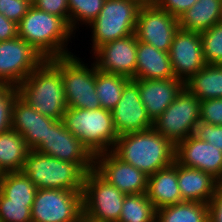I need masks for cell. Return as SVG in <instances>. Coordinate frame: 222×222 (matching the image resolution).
I'll return each instance as SVG.
<instances>
[{"label":"cell","mask_w":222,"mask_h":222,"mask_svg":"<svg viewBox=\"0 0 222 222\" xmlns=\"http://www.w3.org/2000/svg\"><path fill=\"white\" fill-rule=\"evenodd\" d=\"M62 161L77 163L86 173L94 169V156L65 128L62 120H56L48 127L46 140H43L35 149Z\"/></svg>","instance_id":"cell-12"},{"label":"cell","mask_w":222,"mask_h":222,"mask_svg":"<svg viewBox=\"0 0 222 222\" xmlns=\"http://www.w3.org/2000/svg\"><path fill=\"white\" fill-rule=\"evenodd\" d=\"M32 5L44 12L61 17L69 25L68 0H36Z\"/></svg>","instance_id":"cell-38"},{"label":"cell","mask_w":222,"mask_h":222,"mask_svg":"<svg viewBox=\"0 0 222 222\" xmlns=\"http://www.w3.org/2000/svg\"><path fill=\"white\" fill-rule=\"evenodd\" d=\"M200 140L207 141L222 152V125H213L200 121L194 134Z\"/></svg>","instance_id":"cell-35"},{"label":"cell","mask_w":222,"mask_h":222,"mask_svg":"<svg viewBox=\"0 0 222 222\" xmlns=\"http://www.w3.org/2000/svg\"><path fill=\"white\" fill-rule=\"evenodd\" d=\"M77 222H97L94 220H91L90 218L86 217L84 214L78 219Z\"/></svg>","instance_id":"cell-43"},{"label":"cell","mask_w":222,"mask_h":222,"mask_svg":"<svg viewBox=\"0 0 222 222\" xmlns=\"http://www.w3.org/2000/svg\"><path fill=\"white\" fill-rule=\"evenodd\" d=\"M185 87L200 101L222 98V65L206 64L185 82Z\"/></svg>","instance_id":"cell-26"},{"label":"cell","mask_w":222,"mask_h":222,"mask_svg":"<svg viewBox=\"0 0 222 222\" xmlns=\"http://www.w3.org/2000/svg\"><path fill=\"white\" fill-rule=\"evenodd\" d=\"M155 222H208V204L184 201L159 208Z\"/></svg>","instance_id":"cell-27"},{"label":"cell","mask_w":222,"mask_h":222,"mask_svg":"<svg viewBox=\"0 0 222 222\" xmlns=\"http://www.w3.org/2000/svg\"><path fill=\"white\" fill-rule=\"evenodd\" d=\"M17 96V87L0 85V133L12 129V106Z\"/></svg>","instance_id":"cell-34"},{"label":"cell","mask_w":222,"mask_h":222,"mask_svg":"<svg viewBox=\"0 0 222 222\" xmlns=\"http://www.w3.org/2000/svg\"><path fill=\"white\" fill-rule=\"evenodd\" d=\"M177 179L183 201L208 204L219 181L211 174L177 164Z\"/></svg>","instance_id":"cell-21"},{"label":"cell","mask_w":222,"mask_h":222,"mask_svg":"<svg viewBox=\"0 0 222 222\" xmlns=\"http://www.w3.org/2000/svg\"><path fill=\"white\" fill-rule=\"evenodd\" d=\"M200 100L186 87L167 109L153 121V128L174 145L194 134L200 122Z\"/></svg>","instance_id":"cell-8"},{"label":"cell","mask_w":222,"mask_h":222,"mask_svg":"<svg viewBox=\"0 0 222 222\" xmlns=\"http://www.w3.org/2000/svg\"><path fill=\"white\" fill-rule=\"evenodd\" d=\"M208 222H222V186L220 184L208 203Z\"/></svg>","instance_id":"cell-40"},{"label":"cell","mask_w":222,"mask_h":222,"mask_svg":"<svg viewBox=\"0 0 222 222\" xmlns=\"http://www.w3.org/2000/svg\"><path fill=\"white\" fill-rule=\"evenodd\" d=\"M83 214L97 222H118L126 194L108 183L94 169L85 174Z\"/></svg>","instance_id":"cell-9"},{"label":"cell","mask_w":222,"mask_h":222,"mask_svg":"<svg viewBox=\"0 0 222 222\" xmlns=\"http://www.w3.org/2000/svg\"><path fill=\"white\" fill-rule=\"evenodd\" d=\"M111 113L119 136L153 127V122L140 99L139 86L133 79L125 84L122 96Z\"/></svg>","instance_id":"cell-17"},{"label":"cell","mask_w":222,"mask_h":222,"mask_svg":"<svg viewBox=\"0 0 222 222\" xmlns=\"http://www.w3.org/2000/svg\"><path fill=\"white\" fill-rule=\"evenodd\" d=\"M175 78L169 52L154 48L144 42H137L136 74L134 79Z\"/></svg>","instance_id":"cell-23"},{"label":"cell","mask_w":222,"mask_h":222,"mask_svg":"<svg viewBox=\"0 0 222 222\" xmlns=\"http://www.w3.org/2000/svg\"><path fill=\"white\" fill-rule=\"evenodd\" d=\"M198 0H158L156 6L179 18L191 8Z\"/></svg>","instance_id":"cell-39"},{"label":"cell","mask_w":222,"mask_h":222,"mask_svg":"<svg viewBox=\"0 0 222 222\" xmlns=\"http://www.w3.org/2000/svg\"><path fill=\"white\" fill-rule=\"evenodd\" d=\"M30 6L26 0H0V14L18 24Z\"/></svg>","instance_id":"cell-37"},{"label":"cell","mask_w":222,"mask_h":222,"mask_svg":"<svg viewBox=\"0 0 222 222\" xmlns=\"http://www.w3.org/2000/svg\"><path fill=\"white\" fill-rule=\"evenodd\" d=\"M200 121L213 125H222V98L200 102Z\"/></svg>","instance_id":"cell-36"},{"label":"cell","mask_w":222,"mask_h":222,"mask_svg":"<svg viewBox=\"0 0 222 222\" xmlns=\"http://www.w3.org/2000/svg\"><path fill=\"white\" fill-rule=\"evenodd\" d=\"M179 30L178 18L157 6H141L135 34L138 41L169 52L175 33Z\"/></svg>","instance_id":"cell-13"},{"label":"cell","mask_w":222,"mask_h":222,"mask_svg":"<svg viewBox=\"0 0 222 222\" xmlns=\"http://www.w3.org/2000/svg\"><path fill=\"white\" fill-rule=\"evenodd\" d=\"M146 194L156 210L184 202L178 186L176 162L148 176Z\"/></svg>","instance_id":"cell-22"},{"label":"cell","mask_w":222,"mask_h":222,"mask_svg":"<svg viewBox=\"0 0 222 222\" xmlns=\"http://www.w3.org/2000/svg\"><path fill=\"white\" fill-rule=\"evenodd\" d=\"M37 187L23 171L3 173L0 177V192L10 202L33 203Z\"/></svg>","instance_id":"cell-28"},{"label":"cell","mask_w":222,"mask_h":222,"mask_svg":"<svg viewBox=\"0 0 222 222\" xmlns=\"http://www.w3.org/2000/svg\"><path fill=\"white\" fill-rule=\"evenodd\" d=\"M112 152L147 176L175 162V145L153 127L120 135Z\"/></svg>","instance_id":"cell-1"},{"label":"cell","mask_w":222,"mask_h":222,"mask_svg":"<svg viewBox=\"0 0 222 222\" xmlns=\"http://www.w3.org/2000/svg\"><path fill=\"white\" fill-rule=\"evenodd\" d=\"M178 22L182 30L201 33L222 22V0H198Z\"/></svg>","instance_id":"cell-24"},{"label":"cell","mask_w":222,"mask_h":222,"mask_svg":"<svg viewBox=\"0 0 222 222\" xmlns=\"http://www.w3.org/2000/svg\"><path fill=\"white\" fill-rule=\"evenodd\" d=\"M33 203L10 202L0 192L1 222H32L31 207Z\"/></svg>","instance_id":"cell-33"},{"label":"cell","mask_w":222,"mask_h":222,"mask_svg":"<svg viewBox=\"0 0 222 222\" xmlns=\"http://www.w3.org/2000/svg\"><path fill=\"white\" fill-rule=\"evenodd\" d=\"M83 191L37 189L32 222H77L83 215Z\"/></svg>","instance_id":"cell-10"},{"label":"cell","mask_w":222,"mask_h":222,"mask_svg":"<svg viewBox=\"0 0 222 222\" xmlns=\"http://www.w3.org/2000/svg\"><path fill=\"white\" fill-rule=\"evenodd\" d=\"M18 37L28 42L44 59L73 54L68 42L75 37L70 26L56 15L31 5L18 23Z\"/></svg>","instance_id":"cell-2"},{"label":"cell","mask_w":222,"mask_h":222,"mask_svg":"<svg viewBox=\"0 0 222 222\" xmlns=\"http://www.w3.org/2000/svg\"><path fill=\"white\" fill-rule=\"evenodd\" d=\"M26 1H28L32 5L36 0H26Z\"/></svg>","instance_id":"cell-44"},{"label":"cell","mask_w":222,"mask_h":222,"mask_svg":"<svg viewBox=\"0 0 222 222\" xmlns=\"http://www.w3.org/2000/svg\"><path fill=\"white\" fill-rule=\"evenodd\" d=\"M104 2L105 0H68L71 30L76 34L80 25L88 26L99 15Z\"/></svg>","instance_id":"cell-31"},{"label":"cell","mask_w":222,"mask_h":222,"mask_svg":"<svg viewBox=\"0 0 222 222\" xmlns=\"http://www.w3.org/2000/svg\"><path fill=\"white\" fill-rule=\"evenodd\" d=\"M77 56L71 54L49 59L61 71L67 106L90 110L100 108L95 87V64L88 65Z\"/></svg>","instance_id":"cell-6"},{"label":"cell","mask_w":222,"mask_h":222,"mask_svg":"<svg viewBox=\"0 0 222 222\" xmlns=\"http://www.w3.org/2000/svg\"><path fill=\"white\" fill-rule=\"evenodd\" d=\"M45 59L20 37L0 41V85L17 87Z\"/></svg>","instance_id":"cell-11"},{"label":"cell","mask_w":222,"mask_h":222,"mask_svg":"<svg viewBox=\"0 0 222 222\" xmlns=\"http://www.w3.org/2000/svg\"><path fill=\"white\" fill-rule=\"evenodd\" d=\"M137 2L140 6H156L158 0H132Z\"/></svg>","instance_id":"cell-42"},{"label":"cell","mask_w":222,"mask_h":222,"mask_svg":"<svg viewBox=\"0 0 222 222\" xmlns=\"http://www.w3.org/2000/svg\"><path fill=\"white\" fill-rule=\"evenodd\" d=\"M141 6L132 0H105L99 15L86 27L91 28V54L98 47L135 33Z\"/></svg>","instance_id":"cell-7"},{"label":"cell","mask_w":222,"mask_h":222,"mask_svg":"<svg viewBox=\"0 0 222 222\" xmlns=\"http://www.w3.org/2000/svg\"><path fill=\"white\" fill-rule=\"evenodd\" d=\"M62 121L93 156L112 151L119 137L111 111L101 107L92 110L68 107Z\"/></svg>","instance_id":"cell-4"},{"label":"cell","mask_w":222,"mask_h":222,"mask_svg":"<svg viewBox=\"0 0 222 222\" xmlns=\"http://www.w3.org/2000/svg\"><path fill=\"white\" fill-rule=\"evenodd\" d=\"M175 162L207 172L218 181L222 179V152L193 134L175 145Z\"/></svg>","instance_id":"cell-18"},{"label":"cell","mask_w":222,"mask_h":222,"mask_svg":"<svg viewBox=\"0 0 222 222\" xmlns=\"http://www.w3.org/2000/svg\"><path fill=\"white\" fill-rule=\"evenodd\" d=\"M136 34L119 38L98 47L92 54L96 68L134 80L137 54Z\"/></svg>","instance_id":"cell-15"},{"label":"cell","mask_w":222,"mask_h":222,"mask_svg":"<svg viewBox=\"0 0 222 222\" xmlns=\"http://www.w3.org/2000/svg\"><path fill=\"white\" fill-rule=\"evenodd\" d=\"M134 81L139 86L140 99L152 122L167 109L185 87V83L177 78L134 79Z\"/></svg>","instance_id":"cell-20"},{"label":"cell","mask_w":222,"mask_h":222,"mask_svg":"<svg viewBox=\"0 0 222 222\" xmlns=\"http://www.w3.org/2000/svg\"><path fill=\"white\" fill-rule=\"evenodd\" d=\"M206 64L222 65V22L200 33Z\"/></svg>","instance_id":"cell-32"},{"label":"cell","mask_w":222,"mask_h":222,"mask_svg":"<svg viewBox=\"0 0 222 222\" xmlns=\"http://www.w3.org/2000/svg\"><path fill=\"white\" fill-rule=\"evenodd\" d=\"M129 80L121 75L101 71L95 66V87L100 107L111 111L120 100Z\"/></svg>","instance_id":"cell-29"},{"label":"cell","mask_w":222,"mask_h":222,"mask_svg":"<svg viewBox=\"0 0 222 222\" xmlns=\"http://www.w3.org/2000/svg\"><path fill=\"white\" fill-rule=\"evenodd\" d=\"M18 37V24L0 14V41H8Z\"/></svg>","instance_id":"cell-41"},{"label":"cell","mask_w":222,"mask_h":222,"mask_svg":"<svg viewBox=\"0 0 222 222\" xmlns=\"http://www.w3.org/2000/svg\"><path fill=\"white\" fill-rule=\"evenodd\" d=\"M94 170L126 195L147 191L148 176L119 159L112 151L94 156Z\"/></svg>","instance_id":"cell-14"},{"label":"cell","mask_w":222,"mask_h":222,"mask_svg":"<svg viewBox=\"0 0 222 222\" xmlns=\"http://www.w3.org/2000/svg\"><path fill=\"white\" fill-rule=\"evenodd\" d=\"M169 58L175 78L187 82L206 65L200 33L179 28L170 46Z\"/></svg>","instance_id":"cell-16"},{"label":"cell","mask_w":222,"mask_h":222,"mask_svg":"<svg viewBox=\"0 0 222 222\" xmlns=\"http://www.w3.org/2000/svg\"><path fill=\"white\" fill-rule=\"evenodd\" d=\"M22 171L37 189L83 191L86 172L77 164L30 150Z\"/></svg>","instance_id":"cell-5"},{"label":"cell","mask_w":222,"mask_h":222,"mask_svg":"<svg viewBox=\"0 0 222 222\" xmlns=\"http://www.w3.org/2000/svg\"><path fill=\"white\" fill-rule=\"evenodd\" d=\"M30 149L19 132L10 129L0 133V171H22Z\"/></svg>","instance_id":"cell-25"},{"label":"cell","mask_w":222,"mask_h":222,"mask_svg":"<svg viewBox=\"0 0 222 222\" xmlns=\"http://www.w3.org/2000/svg\"><path fill=\"white\" fill-rule=\"evenodd\" d=\"M55 121L37 112L19 96L15 98L12 106V129L22 135L30 150L46 140L48 127Z\"/></svg>","instance_id":"cell-19"},{"label":"cell","mask_w":222,"mask_h":222,"mask_svg":"<svg viewBox=\"0 0 222 222\" xmlns=\"http://www.w3.org/2000/svg\"><path fill=\"white\" fill-rule=\"evenodd\" d=\"M155 219L156 209L146 192L125 196L118 222H155Z\"/></svg>","instance_id":"cell-30"},{"label":"cell","mask_w":222,"mask_h":222,"mask_svg":"<svg viewBox=\"0 0 222 222\" xmlns=\"http://www.w3.org/2000/svg\"><path fill=\"white\" fill-rule=\"evenodd\" d=\"M18 96L40 114L62 120L68 108L61 71L45 59L17 86Z\"/></svg>","instance_id":"cell-3"}]
</instances>
